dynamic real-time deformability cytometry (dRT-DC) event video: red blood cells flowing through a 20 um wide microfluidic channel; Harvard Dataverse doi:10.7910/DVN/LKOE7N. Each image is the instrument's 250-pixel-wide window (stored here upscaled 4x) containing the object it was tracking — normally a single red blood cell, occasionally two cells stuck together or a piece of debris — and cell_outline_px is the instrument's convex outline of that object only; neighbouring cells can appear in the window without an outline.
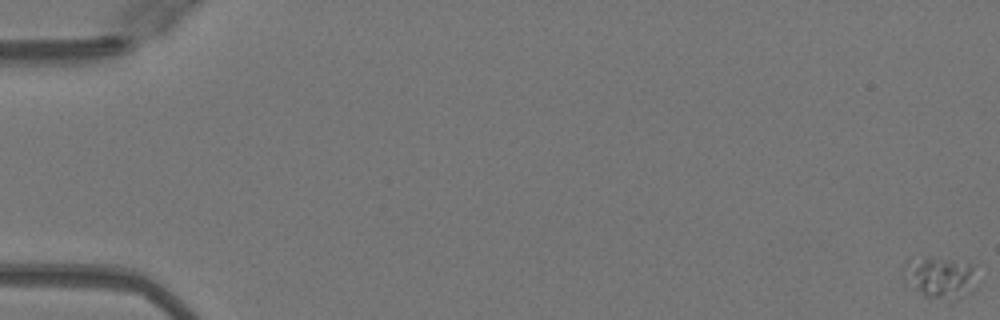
{"species": "Egyptian fruit bat (a non-hibernating species)", "species_latin": "Rousettus aegyptiacus", "temperature_condition": "warm", "stored_images_in_passage": 52, "camera_frame_rate_fps": 3000, "um_per_image_px": 0.085, "animal": {"sex": "female"}, "frame": {"image": 1, "passage_image": 1, "time_ms": 0.0, "image_size_px": [1000, 320], "cell_outline_px": [[976, 288], [972, 292], [940, 296], [928, 296], [916, 288], [900, 276], [904, 264], [924, 260], [952, 260], [972, 264]], "centroid_in_image_um": [79.91, 23.55], "position_along_channel_um": 5.1, "area_um2": 15.84}}
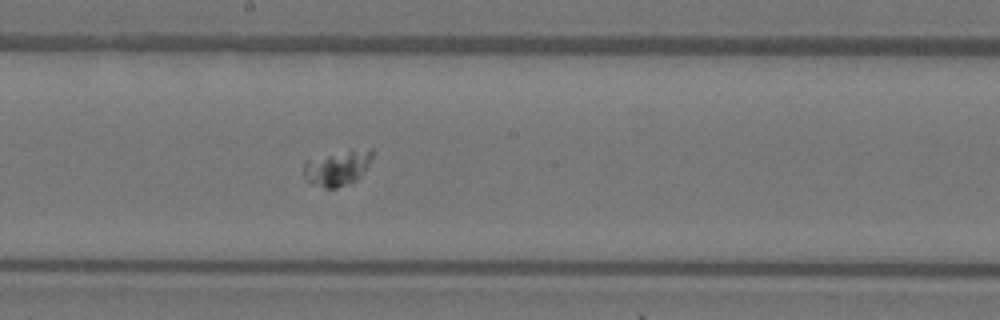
{"frame": {"image": 2, "passage_image": 30, "time_ms": 9.667, "image_size_px": [1000, 320], "cell_outline_px": [[372, 156], [364, 172], [356, 180], [336, 188], [324, 188], [312, 184], [304, 176], [304, 160], [352, 148], [372, 148]], "centroid_in_image_um": [28.68, 14.24], "position_along_channel_um": 219.5, "area_um2": 14.28}}
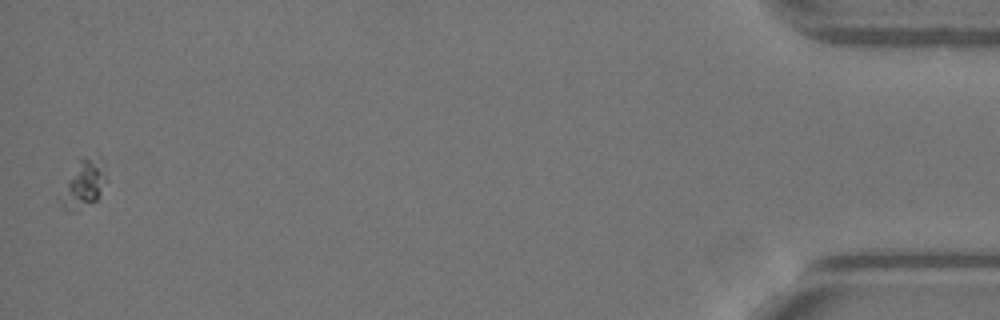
{"frame": {"image": 3, "passage_image": 52, "time_ms": 17.0, "image_size_px": [1000, 320], "cell_outline_px": [[108, 180], [96, 200], [68, 212], [60, 204], [56, 196], [80, 160], [84, 156], [100, 156], [104, 160]], "centroid_in_image_um": [7.11, 15.59], "position_along_channel_um": 428.1, "area_um2": 13.01}}